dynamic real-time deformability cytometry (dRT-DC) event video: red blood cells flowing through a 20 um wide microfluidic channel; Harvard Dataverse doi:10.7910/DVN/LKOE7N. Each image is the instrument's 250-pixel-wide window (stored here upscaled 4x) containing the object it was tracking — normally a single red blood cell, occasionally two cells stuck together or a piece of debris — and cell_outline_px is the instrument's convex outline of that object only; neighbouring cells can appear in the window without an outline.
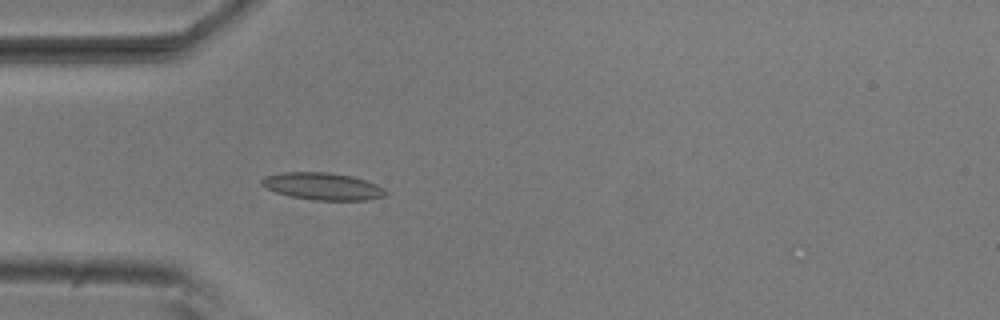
{"species": "common noctule bat (a hibernating species)", "species_latin": "Nyctalus noctula", "temperature_condition": "room temperature", "stored_images_in_passage": 5, "camera_frame_rate_fps": 3000, "um_per_image_px": 0.085, "animal": {"sex": "male", "body_mass_g": 20.5, "forearm_length_mm": 52.5}, "frame": {"image": 1, "passage_image": 5, "time_ms": 1.333, "image_size_px": [1000, 320], "cell_outline_px": [[388, 192], [384, 196], [368, 200], [312, 200], [292, 196], [276, 192], [260, 184], [260, 180], [264, 176], [284, 172], [328, 172], [352, 176], [376, 184], [384, 188]], "centroid_in_image_um": [27.43, 15.83], "position_along_channel_um": 57.6, "area_um2": 19.59}}